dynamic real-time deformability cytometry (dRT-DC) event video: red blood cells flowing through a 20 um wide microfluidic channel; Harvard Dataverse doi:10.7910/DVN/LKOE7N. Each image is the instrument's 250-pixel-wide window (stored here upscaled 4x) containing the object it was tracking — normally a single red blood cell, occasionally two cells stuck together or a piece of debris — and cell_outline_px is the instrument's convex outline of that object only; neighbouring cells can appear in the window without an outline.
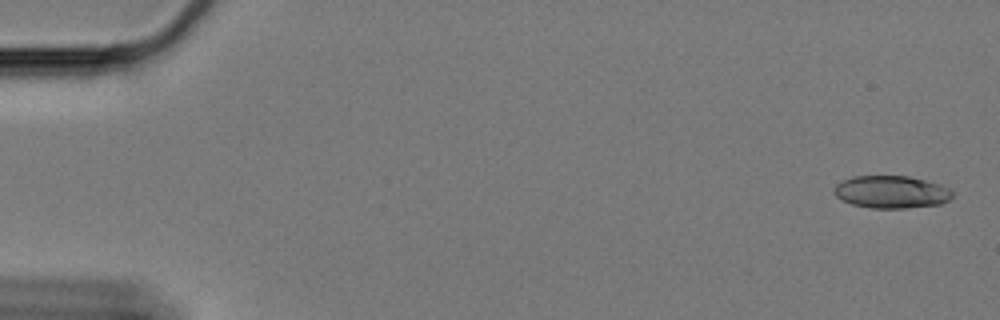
{"species": "Egyptian fruit bat (a non-hibernating species)", "species_latin": "Rousettus aegyptiacus", "temperature_condition": "cold", "stored_images_in_passage": 16, "camera_frame_rate_fps": 3000, "um_per_image_px": 0.085, "animal": {"sex": "female"}, "frame": {"image": 1, "passage_image": 1, "time_ms": 0.0, "image_size_px": [1000, 320], "cell_outline_px": [[952, 196], [948, 200], [940, 204], [904, 208], [868, 208], [852, 204], [836, 196], [832, 192], [832, 188], [836, 184], [852, 176], [908, 176], [940, 184], [948, 188], [952, 192]], "centroid_in_image_um": [75.73, 16.31], "position_along_channel_um": 9.3, "area_um2": 22.37}}